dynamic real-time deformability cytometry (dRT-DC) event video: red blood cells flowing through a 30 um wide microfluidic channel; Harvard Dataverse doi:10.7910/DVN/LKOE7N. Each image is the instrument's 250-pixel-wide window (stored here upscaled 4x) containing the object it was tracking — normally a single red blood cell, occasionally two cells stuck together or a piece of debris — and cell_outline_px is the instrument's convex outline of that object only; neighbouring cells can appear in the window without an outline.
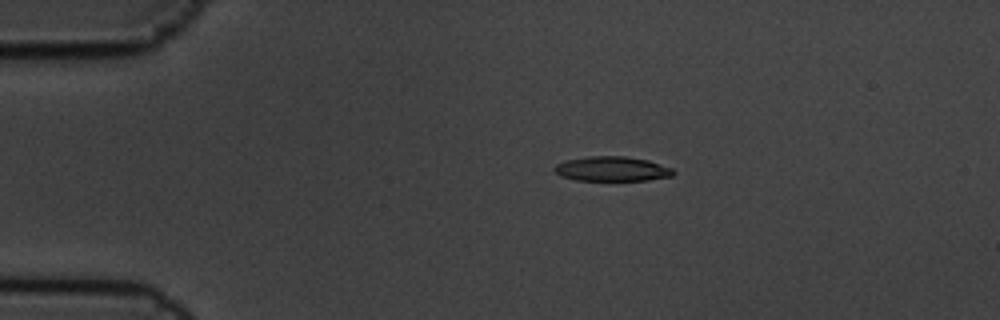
{"species": "common noctule bat (a hibernating species)", "species_latin": "Nyctalus noctula", "temperature_condition": "cold", "stored_images_in_passage": 5, "camera_frame_rate_fps": 3000, "um_per_image_px": 0.085, "animal": {"sex": "male", "body_mass_g": 19.5, "forearm_length_mm": 54.6}, "frame": {"image": 1, "passage_image": 2, "time_ms": 0.333, "image_size_px": [1000, 320], "cell_outline_px": [[676, 172], [672, 176], [648, 180], [576, 180], [560, 176], [552, 168], [556, 164], [568, 160], [588, 156], [624, 156], [648, 160], [672, 168]], "centroid_in_image_um": [52.02, 14.35], "position_along_channel_um": 33.0, "area_um2": 17.05}}
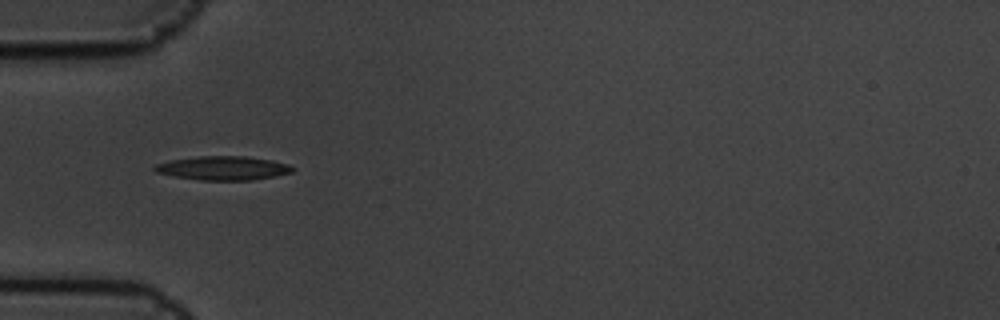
{"frame": {"image": 2, "passage_image": 4, "time_ms": 1.0, "image_size_px": [1000, 320], "cell_outline_px": [[296, 168], [292, 172], [252, 180], [200, 180], [172, 176], [156, 172], [152, 168], [156, 164], [172, 160], [200, 156], [244, 156], [272, 160], [288, 164]], "centroid_in_image_um": [18.96, 14.29], "position_along_channel_um": 66.0, "area_um2": 19.07}}
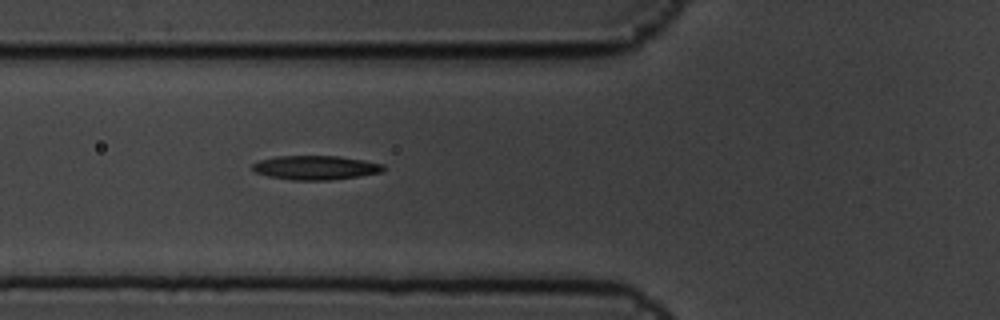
{"frame": {"image": 3, "passage_image": 5, "time_ms": 1.333, "image_size_px": [1000, 320], "cell_outline_px": [[384, 168], [380, 172], [360, 176], [332, 180], [292, 180], [268, 176], [256, 172], [252, 168], [252, 164], [260, 160], [276, 156], [336, 156], [364, 160], [384, 164]], "centroid_in_image_um": [26.82, 14.25], "position_along_channel_um": 99.0, "area_um2": 18.32}}